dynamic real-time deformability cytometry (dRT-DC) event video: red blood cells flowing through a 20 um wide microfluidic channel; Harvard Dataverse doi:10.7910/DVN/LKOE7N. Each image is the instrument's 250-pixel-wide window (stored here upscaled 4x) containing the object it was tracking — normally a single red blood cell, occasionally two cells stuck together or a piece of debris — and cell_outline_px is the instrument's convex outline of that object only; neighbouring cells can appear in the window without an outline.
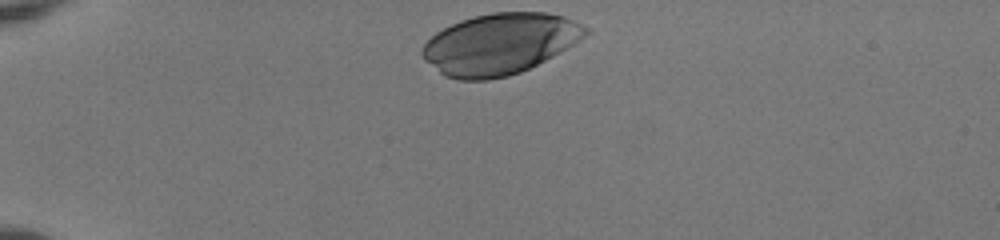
{"species": "human", "species_latin": "Homo sapiens", "temperature_condition": "room temperature", "stored_images_in_passage": 33, "camera_frame_rate_fps": 3000, "um_per_image_px": 0.085, "donor": {"sex": "female"}, "frame": {"image": 1, "passage_image": 1, "time_ms": 0.0, "image_size_px": [1000, 240], "cell_outline_px": [[592, 32], [580, 40], [552, 56], [520, 72], [508, 76], [488, 80], [456, 80], [444, 76], [424, 60], [420, 52], [420, 48], [436, 32], [460, 20], [472, 16], [492, 12], [544, 12], [564, 16], [592, 28]], "centroid_in_image_um": [42.48, 3.73], "position_along_channel_um": 42.5, "area_um2": 58.32}}
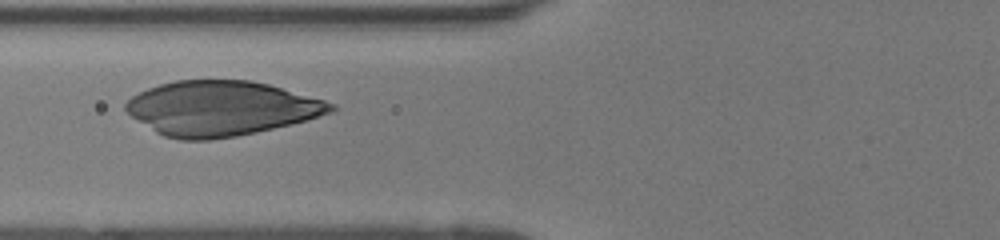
{"frame": {"image": 2, "passage_image": 10, "time_ms": 3.0, "image_size_px": [1000, 240], "cell_outline_px": [[336, 108], [332, 112], [304, 120], [256, 132], [236, 136], [208, 140], [180, 140], [164, 136], [156, 132], [132, 116], [124, 108], [124, 104], [132, 96], [148, 88], [160, 84], [176, 80], [252, 80], [268, 84], [324, 100], [336, 104]], "centroid_in_image_um": [18.77, 9.2], "position_along_channel_um": 107.0, "area_um2": 64.79}}
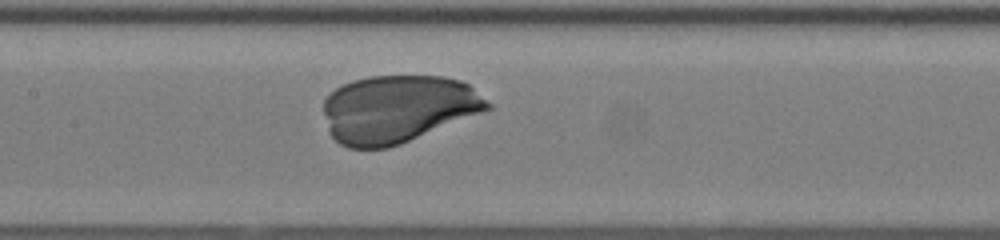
{"frame": {"image": 3, "passage_image": 15, "time_ms": 4.667, "image_size_px": [1000, 240], "cell_outline_px": [[492, 108], [400, 144], [388, 148], [348, 148], [340, 144], [328, 132], [324, 112], [324, 100], [336, 88], [352, 80], [368, 76], [444, 76], [460, 80], [468, 84], [492, 104]], "centroid_in_image_um": [33.8, 9.25], "position_along_channel_um": 173.6, "area_um2": 64.45}}